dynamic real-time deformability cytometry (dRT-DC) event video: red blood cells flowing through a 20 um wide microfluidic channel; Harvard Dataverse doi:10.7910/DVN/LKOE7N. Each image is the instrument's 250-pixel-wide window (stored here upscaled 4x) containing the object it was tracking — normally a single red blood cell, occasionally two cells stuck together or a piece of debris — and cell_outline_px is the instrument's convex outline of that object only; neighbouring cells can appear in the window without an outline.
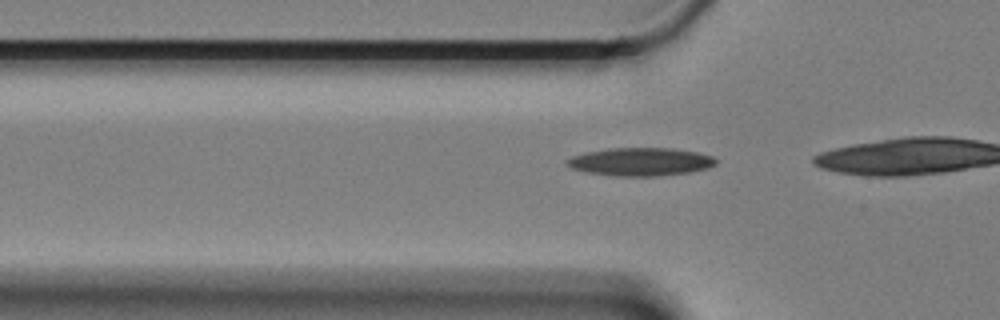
{"species": "Egyptian fruit bat (a non-hibernating species)", "species_latin": "Rousettus aegyptiacus", "temperature_condition": "cold", "stored_images_in_passage": 21, "camera_frame_rate_fps": 3000, "um_per_image_px": 0.085, "animal": {"sex": "female"}, "frame": {"image": 1, "passage_image": 15, "time_ms": 4.667, "image_size_px": [1000, 320], "cell_outline_px": [[716, 164], [708, 168], [688, 172], [660, 176], [612, 176], [588, 172], [572, 168], [564, 164], [564, 160], [572, 156], [588, 152], [608, 148], [672, 148], [696, 152], [712, 156], [716, 160]], "centroid_in_image_um": [54.42, 13.75], "position_along_channel_um": 71.4, "area_um2": 24.39}}
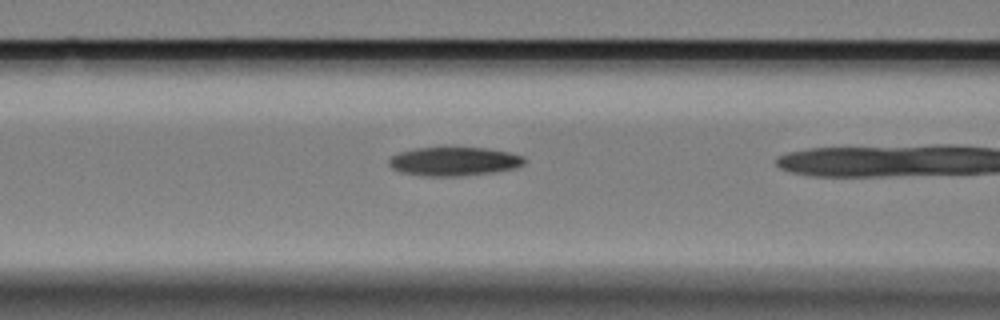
{"frame": {"image": 2, "passage_image": 20, "time_ms": 6.333, "image_size_px": [1000, 320], "cell_outline_px": [[524, 164], [516, 168], [492, 172], [460, 176], [428, 176], [400, 172], [392, 168], [388, 164], [388, 160], [392, 156], [400, 152], [416, 148], [488, 148], [508, 152], [524, 156]], "centroid_in_image_um": [38.59, 13.72], "position_along_channel_um": 128.0, "area_um2": 22.54}}